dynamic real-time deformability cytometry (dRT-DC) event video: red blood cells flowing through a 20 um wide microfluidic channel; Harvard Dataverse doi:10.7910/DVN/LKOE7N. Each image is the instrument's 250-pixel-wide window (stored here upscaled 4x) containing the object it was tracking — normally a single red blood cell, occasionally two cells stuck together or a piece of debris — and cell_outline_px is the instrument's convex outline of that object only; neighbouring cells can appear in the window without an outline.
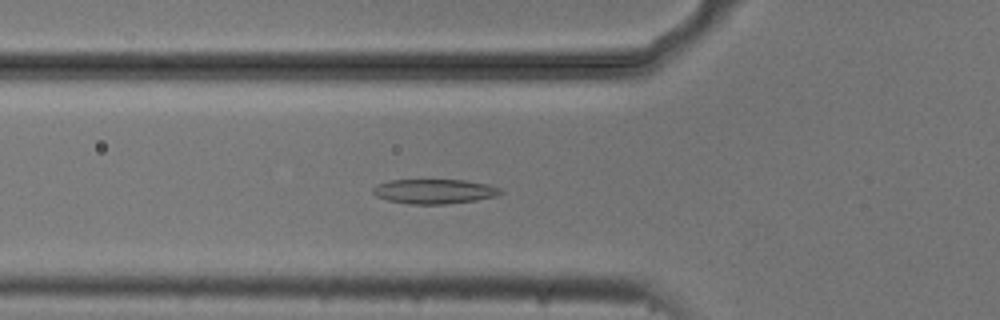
{"species": "common noctule bat (a hibernating species)", "species_latin": "Nyctalus noctula", "temperature_condition": "cold", "stored_images_in_passage": 42, "camera_frame_rate_fps": 3000, "um_per_image_px": 0.085, "animal": {"sex": "male", "body_mass_g": 20.5, "forearm_length_mm": 52.5}, "frame": {"image": 1, "passage_image": 7, "time_ms": 2.0, "image_size_px": [1000, 320], "cell_outline_px": [[504, 192], [496, 196], [476, 200], [448, 204], [412, 204], [388, 200], [376, 196], [372, 192], [372, 188], [376, 184], [388, 180], [464, 180], [488, 184], [500, 188]], "centroid_in_image_um": [36.91, 16.26], "position_along_channel_um": 88.9, "area_um2": 18.38}}
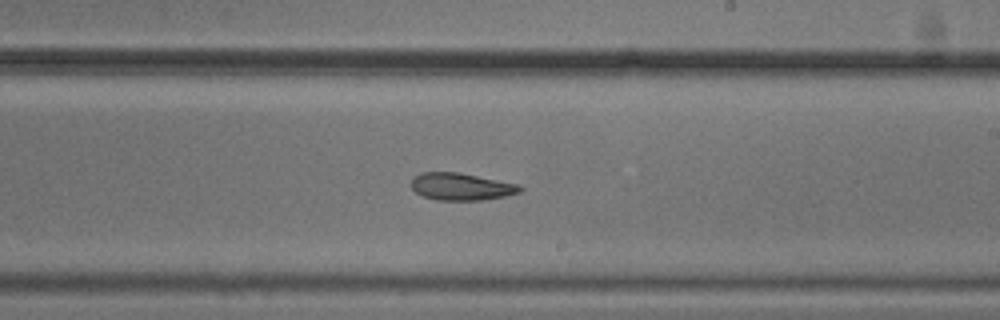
{"frame": {"image": 2, "passage_image": 20, "time_ms": 6.333, "image_size_px": [1000, 320], "cell_outline_px": [[524, 188], [520, 192], [504, 196], [484, 200], [436, 200], [424, 196], [416, 192], [412, 188], [412, 180], [420, 172], [456, 172], [520, 184]], "centroid_in_image_um": [39.23, 15.86], "position_along_channel_um": 249.8, "area_um2": 17.17}}
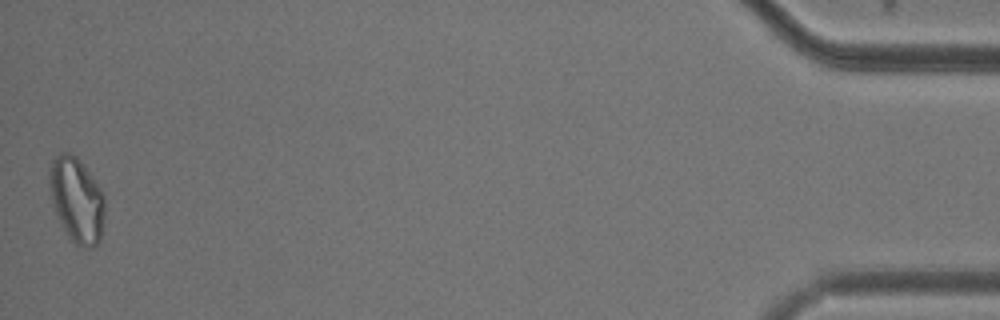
{"frame": {"image": 3, "passage_image": 42, "time_ms": 13.667, "image_size_px": [1000, 320], "cell_outline_px": [[104, 220], [100, 240], [92, 248], [84, 248], [76, 244], [60, 228], [56, 216], [52, 200], [48, 180], [48, 168], [52, 160], [60, 152], [68, 152], [76, 156], [92, 176], [104, 192]], "centroid_in_image_um": [6.5, 17.0], "position_along_channel_um": 428.7, "area_um2": 27.92}}